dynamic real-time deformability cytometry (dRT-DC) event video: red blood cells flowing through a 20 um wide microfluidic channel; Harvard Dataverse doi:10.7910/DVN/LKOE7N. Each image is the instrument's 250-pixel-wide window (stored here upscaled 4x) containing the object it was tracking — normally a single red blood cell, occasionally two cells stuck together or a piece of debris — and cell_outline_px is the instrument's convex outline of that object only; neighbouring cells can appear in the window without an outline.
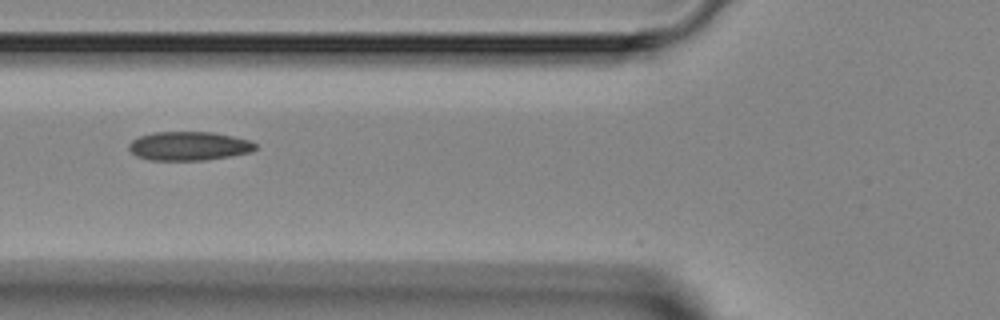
{"species": "Egyptian fruit bat (a non-hibernating species)", "species_latin": "Rousettus aegyptiacus", "temperature_condition": "room temperature", "stored_images_in_passage": 6, "camera_frame_rate_fps": 3000, "um_per_image_px": 0.085, "animal": {"sex": "female"}, "frame": {"image": 1, "passage_image": 5, "time_ms": 5.333, "image_size_px": [1000, 320], "cell_outline_px": [[256, 148], [252, 152], [232, 156], [204, 160], [148, 160], [136, 156], [128, 148], [128, 144], [132, 140], [140, 136], [152, 132], [212, 132], [252, 140], [256, 144]], "centroid_in_image_um": [16.07, 12.41], "position_along_channel_um": 109.7, "area_um2": 21.44}}
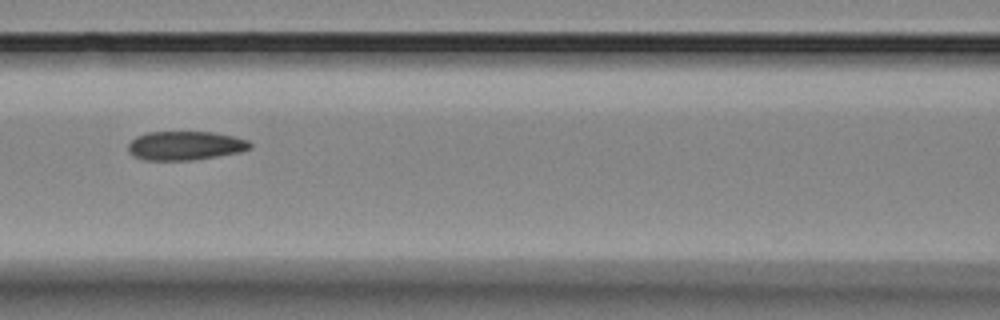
{"frame": {"image": 2, "passage_image": 6, "time_ms": 6.333, "image_size_px": [1000, 320], "cell_outline_px": [[252, 148], [240, 152], [192, 160], [144, 160], [132, 156], [128, 152], [128, 144], [136, 136], [148, 132], [212, 132], [232, 136], [248, 140], [252, 144]], "centroid_in_image_um": [15.72, 12.38], "position_along_channel_um": 150.9, "area_um2": 20.58}}